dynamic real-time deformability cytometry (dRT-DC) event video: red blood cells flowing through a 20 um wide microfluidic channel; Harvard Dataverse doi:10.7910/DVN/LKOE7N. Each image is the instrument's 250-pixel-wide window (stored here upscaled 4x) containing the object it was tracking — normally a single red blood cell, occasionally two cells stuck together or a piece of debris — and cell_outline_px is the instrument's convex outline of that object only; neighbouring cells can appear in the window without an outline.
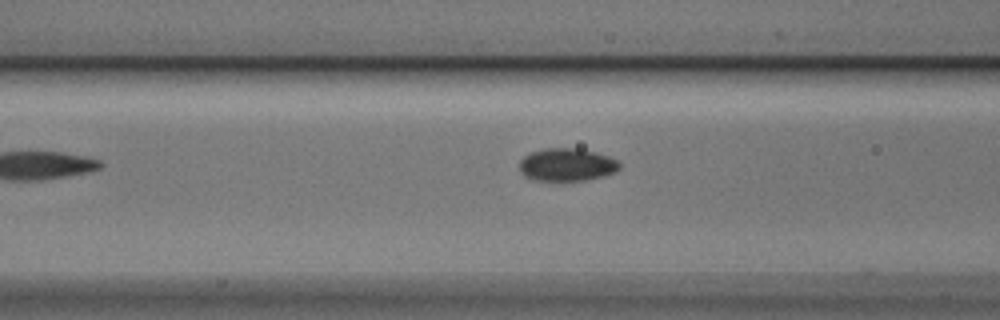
{"species": "Egyptian fruit bat (a non-hibernating species)", "species_latin": "Rousettus aegyptiacus", "temperature_condition": "cold", "stored_images_in_passage": 5, "camera_frame_rate_fps": 3000, "um_per_image_px": 0.085, "animal": {"sex": "male"}, "frame": {"image": 1, "passage_image": 4, "time_ms": 1.0, "image_size_px": [1000, 320], "cell_outline_px": [[620, 168], [616, 172], [604, 176], [584, 180], [536, 180], [524, 176], [520, 168], [520, 160], [524, 156], [532, 152], [544, 148], [580, 148], [596, 152], [608, 156], [616, 160], [620, 164]], "centroid_in_image_um": [48.2, 13.99], "position_along_channel_um": 118.4, "area_um2": 19.07}}